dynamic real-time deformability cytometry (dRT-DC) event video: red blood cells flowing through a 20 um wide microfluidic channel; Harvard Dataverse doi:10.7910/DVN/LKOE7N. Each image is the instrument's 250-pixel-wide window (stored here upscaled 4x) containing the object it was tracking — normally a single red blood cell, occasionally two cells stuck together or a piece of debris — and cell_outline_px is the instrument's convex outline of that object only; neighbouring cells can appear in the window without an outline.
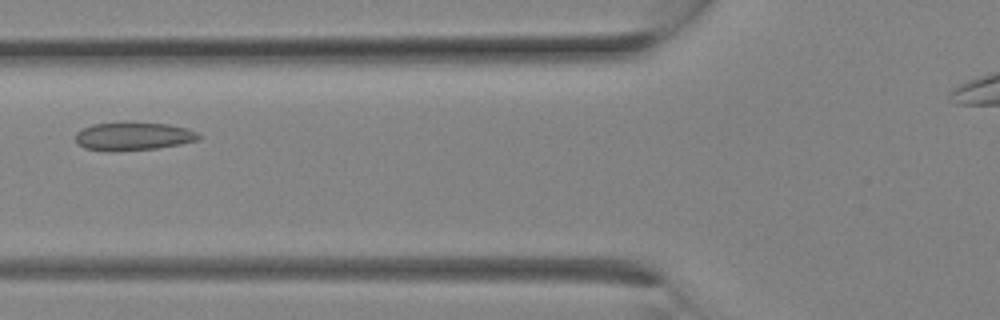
{"species": "Egyptian fruit bat (a non-hibernating species)", "species_latin": "Rousettus aegyptiacus", "temperature_condition": "room temperature", "stored_images_in_passage": 6, "camera_frame_rate_fps": 3000, "um_per_image_px": 0.085, "animal": {"sex": "female"}, "frame": {"image": 1, "passage_image": 5, "time_ms": 1.333, "image_size_px": [1000, 320], "cell_outline_px": [[200, 140], [180, 144], [156, 148], [84, 148], [76, 144], [76, 132], [92, 124], [168, 124], [188, 128], [196, 132], [200, 136]], "centroid_in_image_um": [11.4, 11.56], "position_along_channel_um": 114.4, "area_um2": 18.79}}